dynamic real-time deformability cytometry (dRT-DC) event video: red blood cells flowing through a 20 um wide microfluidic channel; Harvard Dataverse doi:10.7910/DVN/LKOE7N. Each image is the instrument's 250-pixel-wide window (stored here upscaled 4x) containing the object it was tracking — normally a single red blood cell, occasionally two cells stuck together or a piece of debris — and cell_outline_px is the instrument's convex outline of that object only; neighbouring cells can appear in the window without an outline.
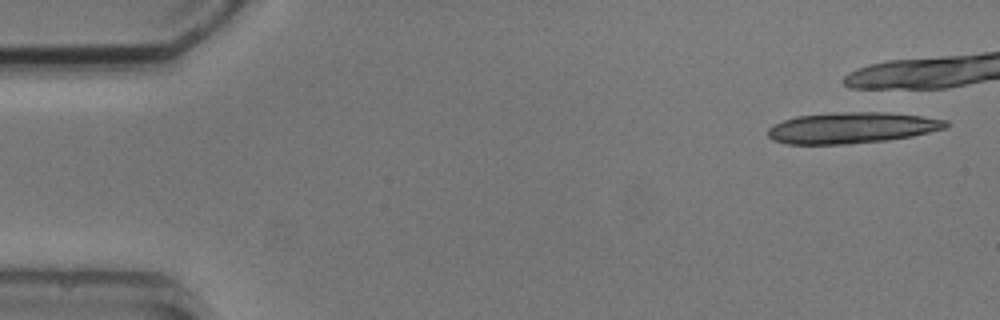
{"species": "common noctule bat (a hibernating species)", "species_latin": "Nyctalus noctula", "temperature_condition": "cold", "stored_images_in_passage": 7, "camera_frame_rate_fps": 3000, "um_per_image_px": 0.085, "animal": {"sex": "male", "body_mass_g": 20.5, "forearm_length_mm": 52.5}, "frame": {"image": 1, "passage_image": 1, "time_ms": 0.0, "image_size_px": [1000, 320], "cell_outline_px": [[948, 124], [944, 128], [912, 136], [888, 140], [848, 144], [788, 144], [772, 140], [768, 136], [768, 128], [784, 120], [796, 116], [848, 112], [884, 112], [920, 116], [948, 120]], "centroid_in_image_um": [72.39, 10.87], "position_along_channel_um": 12.6, "area_um2": 31.91}}